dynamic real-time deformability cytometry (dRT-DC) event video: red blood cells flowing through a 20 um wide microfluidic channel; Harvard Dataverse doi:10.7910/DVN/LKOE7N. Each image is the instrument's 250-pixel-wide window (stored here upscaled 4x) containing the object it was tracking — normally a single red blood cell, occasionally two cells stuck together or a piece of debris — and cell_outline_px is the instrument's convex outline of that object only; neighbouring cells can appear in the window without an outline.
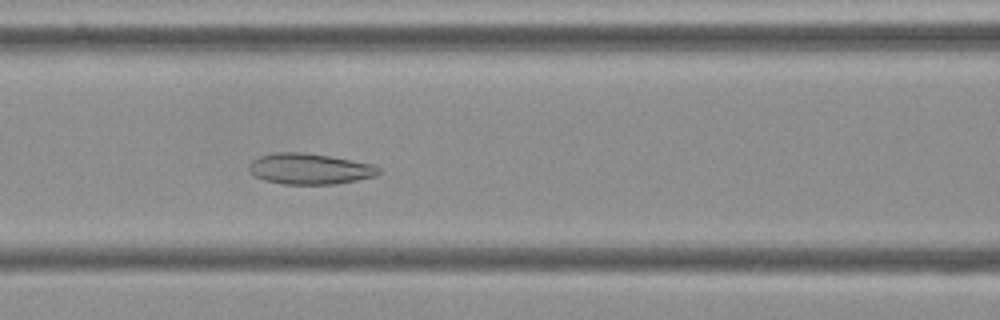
{"species": "Egyptian fruit bat (a non-hibernating species)", "species_latin": "Rousettus aegyptiacus", "temperature_condition": "cold", "stored_images_in_passage": 57, "camera_frame_rate_fps": 3000, "um_per_image_px": 0.085, "frame": {"image": 1, "passage_image": 24, "time_ms": 7.667, "image_size_px": [1000, 320], "cell_outline_px": [[380, 172], [376, 176], [336, 184], [284, 184], [264, 180], [248, 172], [248, 164], [252, 160], [260, 156], [276, 152], [304, 152], [332, 156], [372, 164], [380, 168]], "centroid_in_image_um": [26.3, 14.34], "position_along_channel_um": 140.3, "area_um2": 23.47}}
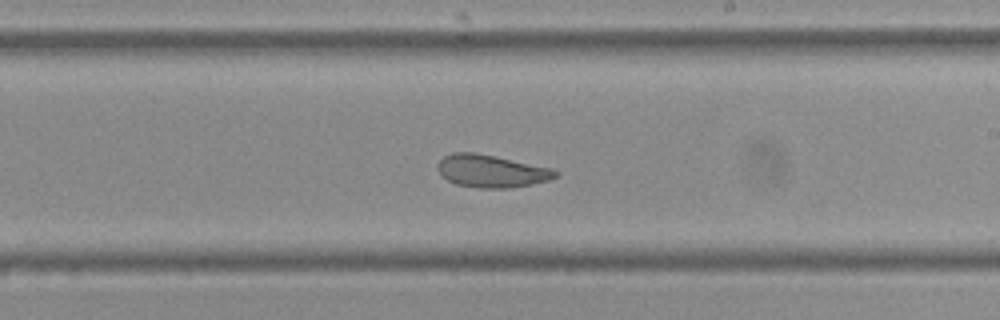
{"frame": {"image": 2, "passage_image": 33, "time_ms": 10.667, "image_size_px": [1000, 320], "cell_outline_px": [[560, 176], [548, 180], [532, 184], [512, 188], [480, 188], [456, 184], [448, 180], [436, 168], [436, 164], [444, 156], [452, 152], [472, 152], [496, 156], [552, 168], [560, 172]], "centroid_in_image_um": [41.8, 14.54], "position_along_channel_um": 247.2, "area_um2": 22.48}}
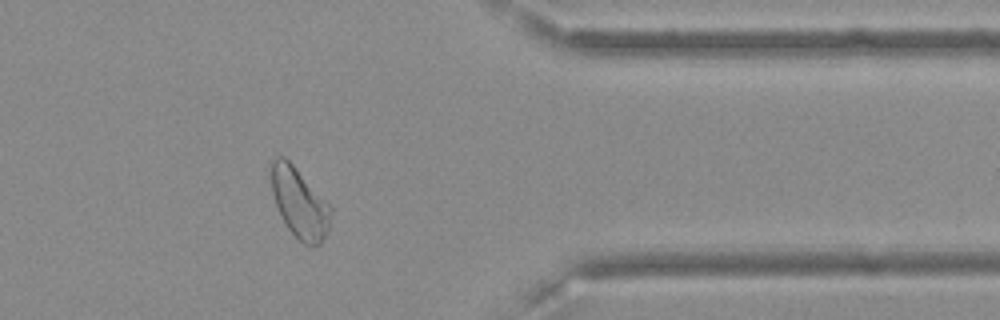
{"frame": {"image": 3, "passage_image": 46, "time_ms": 15.0, "image_size_px": [1000, 320], "cell_outline_px": [[332, 212], [328, 232], [320, 244], [304, 244], [288, 228], [276, 204], [272, 192], [268, 164], [276, 156], [284, 156], [292, 164], [332, 208]], "centroid_in_image_um": [25.43, 17.21], "position_along_channel_um": 386.0, "area_um2": 23.99}, "authors_computed_cell_mechanics": {"area_um2": 25.4898, "velocity_mm_per_s": 3.5755, "shape_relaxation_time_tau1_ms": null, "shape_relaxation_time_tau2_ms": 2.3606, "deformation_change_tau1": null, "deformation_change_tau2": 0.0964}}